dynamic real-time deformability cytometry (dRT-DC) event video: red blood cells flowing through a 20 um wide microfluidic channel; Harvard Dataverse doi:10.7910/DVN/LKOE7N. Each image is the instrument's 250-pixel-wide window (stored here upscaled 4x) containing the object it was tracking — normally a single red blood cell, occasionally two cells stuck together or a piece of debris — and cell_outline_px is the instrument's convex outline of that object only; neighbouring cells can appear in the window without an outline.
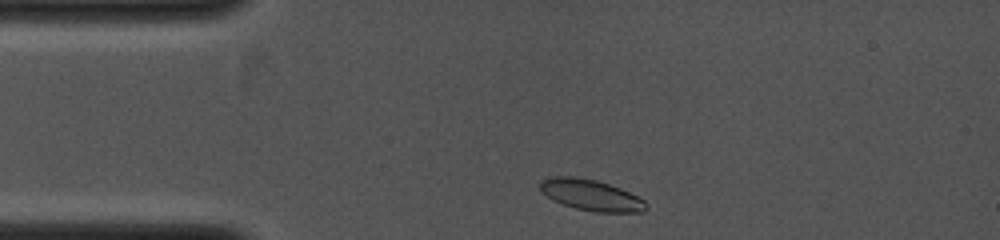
{"species": "common noctule bat (a hibernating species)", "species_latin": "Nyctalus noctula", "temperature_condition": "cold", "stored_images_in_passage": 10, "camera_frame_rate_fps": 4000, "um_per_image_px": 0.085, "animal": {"sex": "female", "body_mass_g": 19.0, "forearm_length_mm": 53.3}, "frame": {"image": 1, "passage_image": 1, "time_ms": 0.0, "image_size_px": [1000, 240], "cell_outline_px": [[648, 208], [644, 212], [596, 212], [576, 208], [552, 200], [540, 188], [540, 180], [552, 176], [576, 176], [596, 180], [620, 188], [644, 200], [648, 204]], "centroid_in_image_um": [50.25, 16.58], "position_along_channel_um": 34.7, "area_um2": 19.07}}
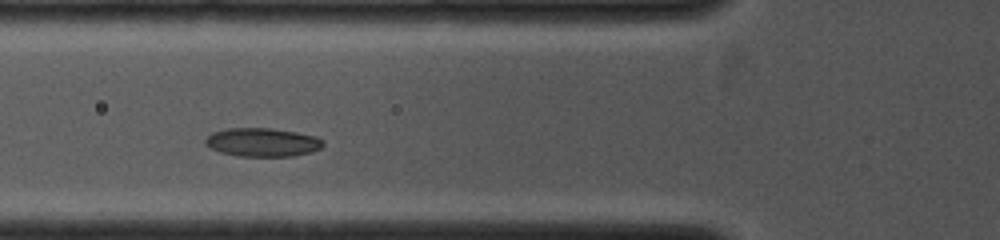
{"frame": {"image": 2, "passage_image": 6, "time_ms": 2.0, "image_size_px": [1000, 240], "cell_outline_px": [[324, 144], [320, 148], [312, 152], [292, 156], [236, 156], [220, 152], [204, 144], [204, 140], [212, 132], [228, 128], [272, 128], [296, 132], [316, 136], [324, 140]], "centroid_in_image_um": [22.31, 12.09], "position_along_channel_um": 103.5, "area_um2": 19.71}}
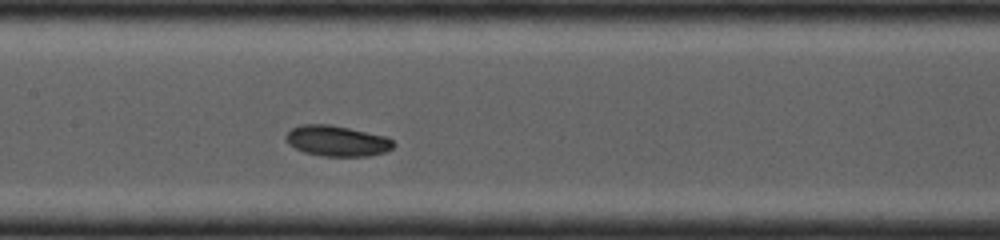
{"frame": {"image": 3, "passage_image": 10, "time_ms": 3.5, "image_size_px": [1000, 240], "cell_outline_px": [[396, 144], [392, 148], [384, 152], [368, 156], [320, 156], [304, 152], [288, 144], [284, 136], [292, 128], [300, 124], [328, 124], [388, 136]], "centroid_in_image_um": [28.64, 11.97], "position_along_channel_um": 178.8, "area_um2": 19.31}}